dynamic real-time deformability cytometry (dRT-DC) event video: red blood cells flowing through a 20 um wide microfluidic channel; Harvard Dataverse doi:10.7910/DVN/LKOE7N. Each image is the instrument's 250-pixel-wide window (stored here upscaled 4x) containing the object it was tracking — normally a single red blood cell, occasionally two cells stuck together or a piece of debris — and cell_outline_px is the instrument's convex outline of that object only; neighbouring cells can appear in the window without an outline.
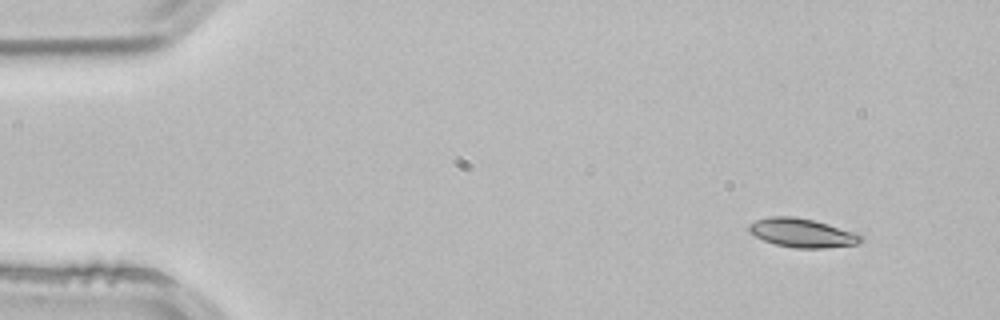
{"species": "common noctule bat (a hibernating species)", "species_latin": "Nyctalus noctula", "temperature_condition": "room temperature", "stored_images_in_passage": 3, "segment_of_instrument_passage": [2, 2], "camera_frame_rate_fps": 3000, "um_per_image_px": 0.085, "animal": {"sex": "male", "body_mass_g": 21.5, "forearm_length_mm": 52.0}, "frame": {"image": 1, "passage_image": 3, "time_ms": 0.667, "image_size_px": [1000, 320], "cell_outline_px": [[864, 240], [856, 244], [824, 248], [796, 248], [776, 244], [764, 240], [748, 232], [748, 224], [756, 220], [768, 216], [792, 216], [812, 220], [828, 224], [864, 236]], "centroid_in_image_um": [68.15, 19.79], "position_along_channel_um": 16.8, "area_um2": 18.67}}